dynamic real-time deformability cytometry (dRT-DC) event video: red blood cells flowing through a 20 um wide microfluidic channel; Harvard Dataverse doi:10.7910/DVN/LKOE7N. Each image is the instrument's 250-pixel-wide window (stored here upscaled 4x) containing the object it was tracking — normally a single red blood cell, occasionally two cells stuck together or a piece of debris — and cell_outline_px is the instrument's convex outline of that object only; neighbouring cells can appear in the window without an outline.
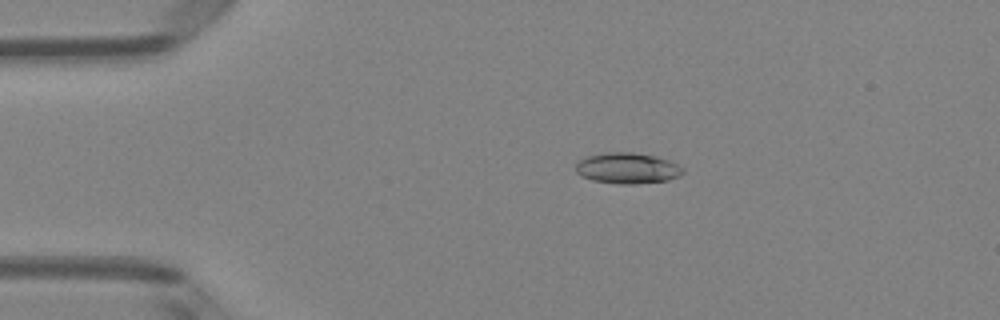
{"species": "Egyptian fruit bat (a non-hibernating species)", "species_latin": "Rousettus aegyptiacus", "temperature_condition": "room temperature", "stored_images_in_passage": 50, "camera_frame_rate_fps": 3000, "um_per_image_px": 0.085, "animal": {"sex": "female"}, "frame": {"image": 1, "passage_image": 10, "time_ms": 3.0, "image_size_px": [1000, 320], "cell_outline_px": [[684, 172], [680, 176], [668, 180], [636, 184], [620, 184], [592, 180], [576, 172], [576, 164], [580, 160], [588, 156], [604, 152], [632, 152], [656, 156], [668, 160], [684, 168]], "centroid_in_image_um": [53.35, 14.29], "position_along_channel_um": 31.6, "area_um2": 19.25}}
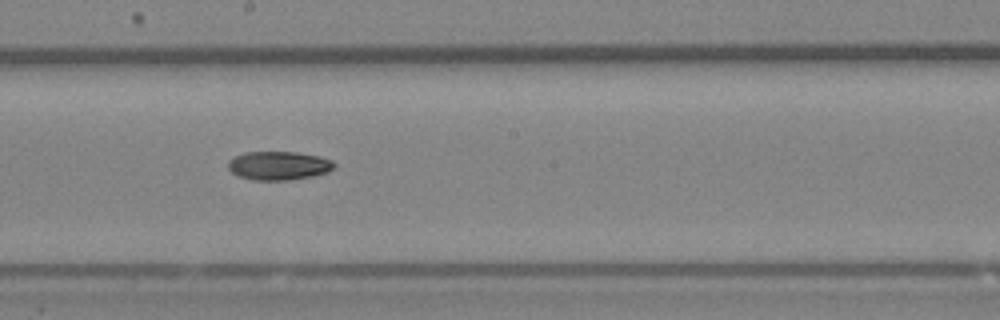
{"frame": {"image": 2, "passage_image": 28, "time_ms": 9.0, "image_size_px": [1000, 320], "cell_outline_px": [[336, 164], [328, 172], [312, 176], [288, 180], [252, 180], [240, 176], [232, 172], [228, 168], [228, 160], [244, 152], [296, 152], [320, 156], [332, 160]], "centroid_in_image_um": [23.69, 14.07], "position_along_channel_um": 224.5, "area_um2": 17.69}}
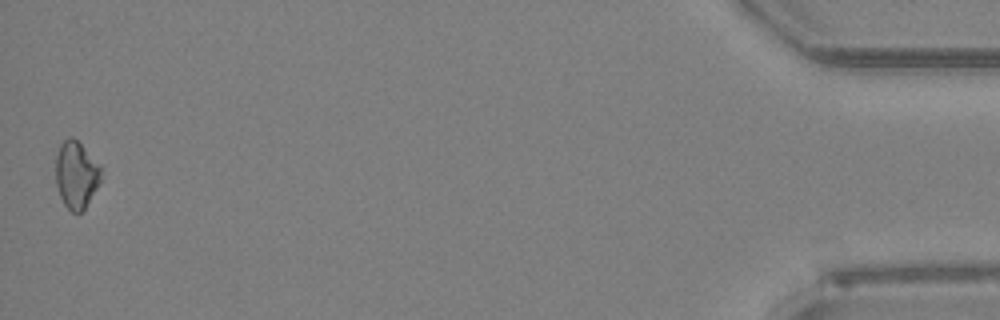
{"frame": {"image": 3, "passage_image": 50, "time_ms": 16.333, "image_size_px": [1000, 320], "cell_outline_px": [[100, 180], [96, 188], [84, 208], [80, 212], [72, 212], [64, 204], [60, 196], [56, 184], [56, 156], [60, 144], [68, 136], [72, 136], [100, 164]], "centroid_in_image_um": [6.45, 14.83], "position_along_channel_um": 428.7, "area_um2": 17.4}}